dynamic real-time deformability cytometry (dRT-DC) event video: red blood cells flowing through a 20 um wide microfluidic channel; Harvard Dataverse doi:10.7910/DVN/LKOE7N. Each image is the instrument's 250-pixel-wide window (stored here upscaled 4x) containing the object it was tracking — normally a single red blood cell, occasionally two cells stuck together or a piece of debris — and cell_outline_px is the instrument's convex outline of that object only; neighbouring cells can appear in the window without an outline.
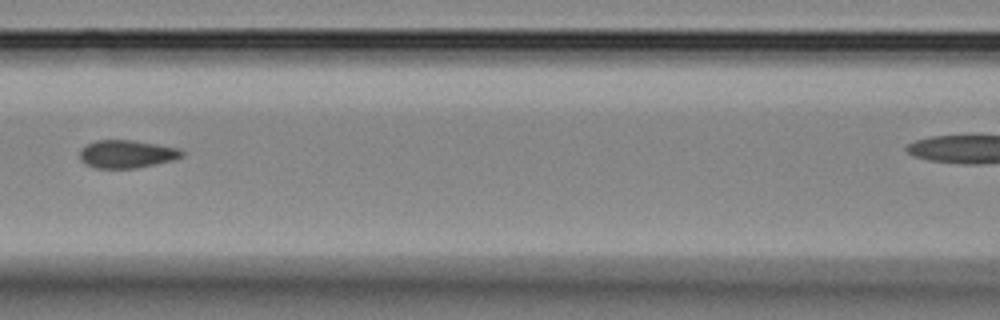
{"species": "Egyptian fruit bat (a non-hibernating species)", "species_latin": "Rousettus aegyptiacus", "temperature_condition": "room temperature", "stored_images_in_passage": 8, "camera_frame_rate_fps": 3000, "um_per_image_px": 0.085, "animal": {"sex": "female"}, "frame": {"image": 1, "passage_image": 4, "time_ms": 3.333, "image_size_px": [1000, 320], "cell_outline_px": [[184, 156], [172, 160], [136, 168], [96, 168], [84, 164], [80, 160], [80, 148], [96, 140], [132, 140], [180, 148], [184, 152]], "centroid_in_image_um": [10.76, 13.09], "position_along_channel_um": 155.8, "area_um2": 16.65}}
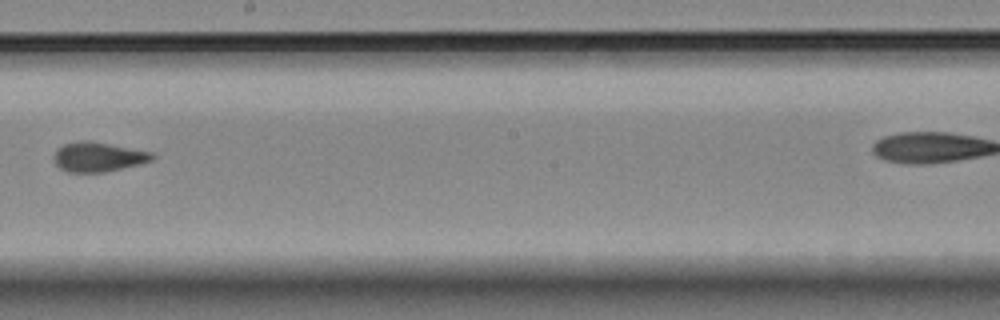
{"frame": {"image": 2, "passage_image": 6, "time_ms": 5.667, "image_size_px": [1000, 320], "cell_outline_px": [[156, 156], [152, 160], [140, 164], [104, 172], [68, 172], [60, 168], [56, 164], [56, 148], [64, 144], [80, 140], [88, 140], [156, 152]], "centroid_in_image_um": [8.41, 13.32], "position_along_channel_um": 239.8, "area_um2": 16.99}}
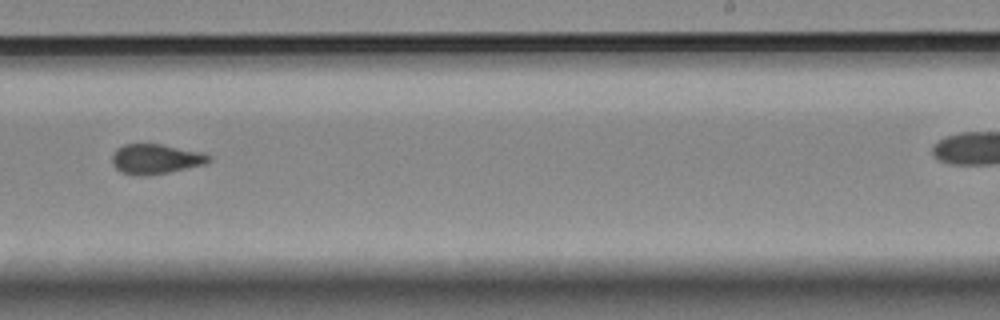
{"frame": {"image": 3, "passage_image": 7, "time_ms": 6.667, "image_size_px": [1000, 320], "cell_outline_px": [[212, 160], [204, 164], [168, 172], [148, 176], [132, 176], [120, 172], [112, 164], [112, 152], [116, 148], [124, 144], [160, 144], [204, 152], [212, 156]], "centroid_in_image_um": [13.21, 13.52], "position_along_channel_um": 275.8, "area_um2": 17.17}}